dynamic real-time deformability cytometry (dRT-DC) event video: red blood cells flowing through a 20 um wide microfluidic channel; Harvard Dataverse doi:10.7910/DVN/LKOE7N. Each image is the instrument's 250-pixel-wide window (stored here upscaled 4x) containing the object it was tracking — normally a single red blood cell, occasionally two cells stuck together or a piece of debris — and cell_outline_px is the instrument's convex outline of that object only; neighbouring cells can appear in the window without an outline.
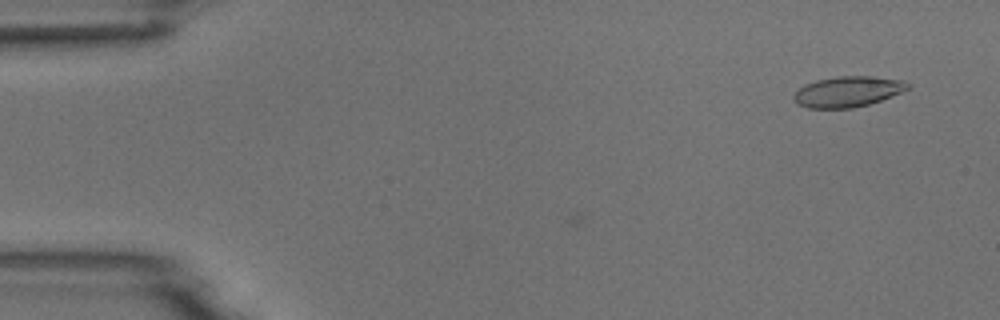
{"species": "common noctule bat (a hibernating species)", "species_latin": "Nyctalus noctula", "temperature_condition": "room temperature", "stored_images_in_passage": 9, "camera_frame_rate_fps": 3000, "um_per_image_px": 0.085, "animal": {"sex": "male", "body_mass_g": 18.8}, "frame": {"image": 1, "passage_image": 1, "time_ms": 0.0, "image_size_px": [1000, 320], "cell_outline_px": [[908, 88], [892, 96], [868, 104], [852, 108], [808, 108], [796, 104], [792, 96], [804, 84], [816, 80], [840, 76], [868, 76], [904, 80], [908, 84]], "centroid_in_image_um": [72.01, 7.79], "position_along_channel_um": 13.0, "area_um2": 20.17}}
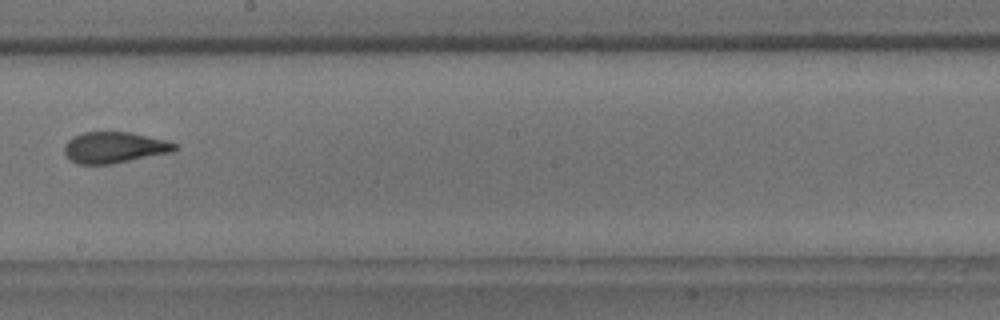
{"frame": {"image": 2, "passage_image": 8, "time_ms": 9.0, "image_size_px": [1000, 320], "cell_outline_px": [[180, 148], [172, 152], [112, 164], [76, 164], [64, 152], [64, 144], [72, 136], [84, 132], [132, 132], [180, 144]], "centroid_in_image_um": [9.75, 12.53], "position_along_channel_um": 238.5, "area_um2": 20.17}}
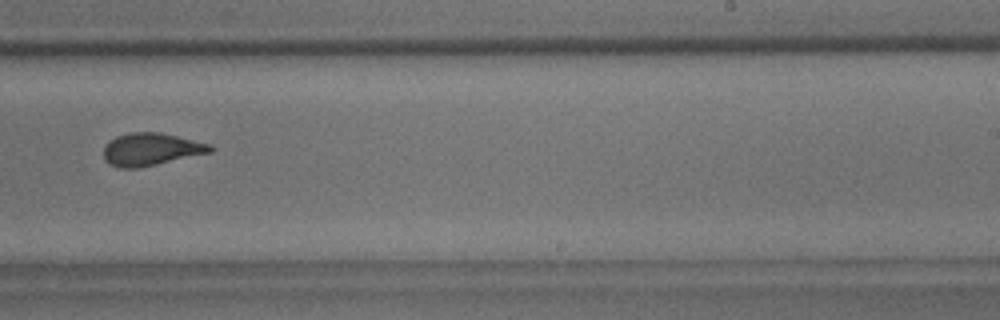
{"frame": {"image": 3, "passage_image": 9, "time_ms": 10.0, "image_size_px": [1000, 320], "cell_outline_px": [[212, 152], [140, 168], [120, 168], [108, 164], [104, 160], [104, 148], [116, 136], [132, 132], [160, 132], [212, 144]], "centroid_in_image_um": [12.84, 12.7], "position_along_channel_um": 276.2, "area_um2": 20.23}}